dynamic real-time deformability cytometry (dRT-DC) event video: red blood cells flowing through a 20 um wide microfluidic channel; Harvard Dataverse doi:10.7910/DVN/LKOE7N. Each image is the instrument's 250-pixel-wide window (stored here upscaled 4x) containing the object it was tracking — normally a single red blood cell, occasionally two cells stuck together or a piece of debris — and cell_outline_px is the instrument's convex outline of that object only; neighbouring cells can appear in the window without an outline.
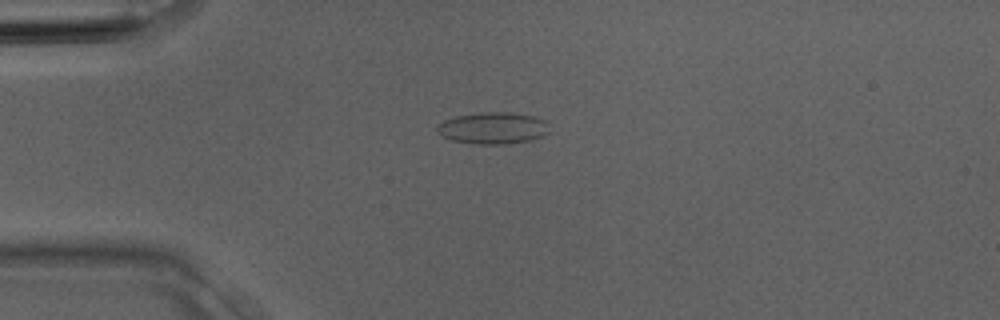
{"species": "Egyptian fruit bat (a non-hibernating species)", "species_latin": "Rousettus aegyptiacus", "temperature_condition": "room temperature", "stored_images_in_passage": 4, "camera_frame_rate_fps": 3000, "um_per_image_px": 0.085, "animal": {"sex": "male"}, "frame": {"image": 1, "passage_image": 4, "time_ms": 1.0, "image_size_px": [1000, 320], "cell_outline_px": [[548, 132], [544, 136], [532, 140], [504, 144], [476, 144], [452, 140], [436, 132], [436, 124], [444, 120], [456, 116], [484, 112], [508, 112], [536, 116], [544, 120]], "centroid_in_image_um": [41.88, 10.88], "position_along_channel_um": 43.1, "area_um2": 20.75}}